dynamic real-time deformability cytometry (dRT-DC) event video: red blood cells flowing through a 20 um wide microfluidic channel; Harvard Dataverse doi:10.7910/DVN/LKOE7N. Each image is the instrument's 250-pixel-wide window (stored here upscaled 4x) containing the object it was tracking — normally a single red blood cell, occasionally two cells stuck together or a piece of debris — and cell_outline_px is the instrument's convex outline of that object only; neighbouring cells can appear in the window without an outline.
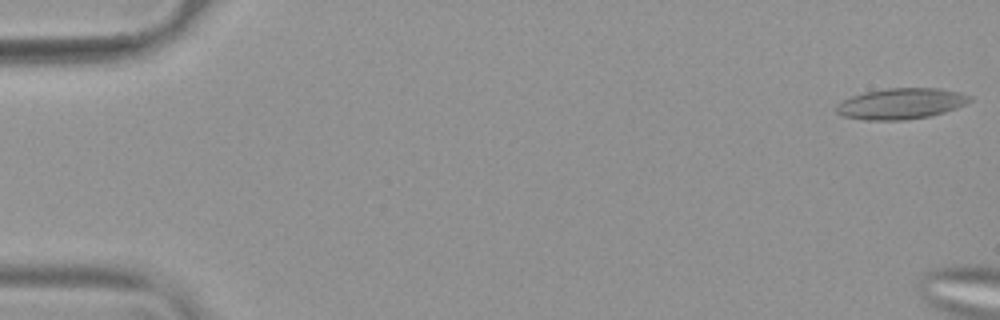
{"species": "common noctule bat (a hibernating species)", "species_latin": "Nyctalus noctula", "temperature_condition": "warm", "stored_images_in_passage": 7, "camera_frame_rate_fps": 3000, "um_per_image_px": 0.085, "animal": {"sex": "female", "body_mass_g": 19.9}, "frame": {"image": 1, "passage_image": 1, "time_ms": 0.0, "image_size_px": [1000, 320], "cell_outline_px": [[972, 100], [956, 108], [944, 112], [928, 116], [904, 120], [864, 120], [844, 116], [836, 112], [836, 104], [852, 96], [864, 92], [884, 88], [940, 88], [960, 92], [972, 96]], "centroid_in_image_um": [76.59, 8.8], "position_along_channel_um": 8.4, "area_um2": 24.04}}